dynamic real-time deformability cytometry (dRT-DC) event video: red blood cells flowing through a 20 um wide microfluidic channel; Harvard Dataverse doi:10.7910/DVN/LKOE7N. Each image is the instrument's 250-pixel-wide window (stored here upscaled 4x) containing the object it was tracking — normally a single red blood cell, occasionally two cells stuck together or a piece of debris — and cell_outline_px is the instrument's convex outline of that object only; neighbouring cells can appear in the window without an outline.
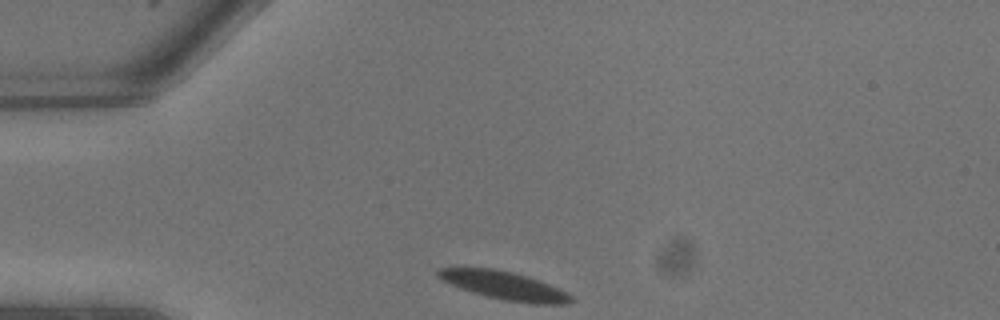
{"species": "common noctule bat (a hibernating species)", "species_latin": "Nyctalus noctula", "temperature_condition": "warm", "stored_images_in_passage": 8, "camera_frame_rate_fps": 3000, "um_per_image_px": 0.085, "animal": {"sex": "male", "body_mass_g": 13.3}, "frame": {"image": 1, "passage_image": 1, "time_ms": 0.0, "image_size_px": [1000, 320], "cell_outline_px": [[576, 300], [568, 304], [536, 304], [504, 300], [472, 292], [452, 284], [444, 280], [436, 272], [440, 268], [492, 268], [512, 272], [528, 276], [548, 284], [572, 296]], "centroid_in_image_um": [42.92, 24.28], "position_along_channel_um": 42.1, "area_um2": 21.33}}
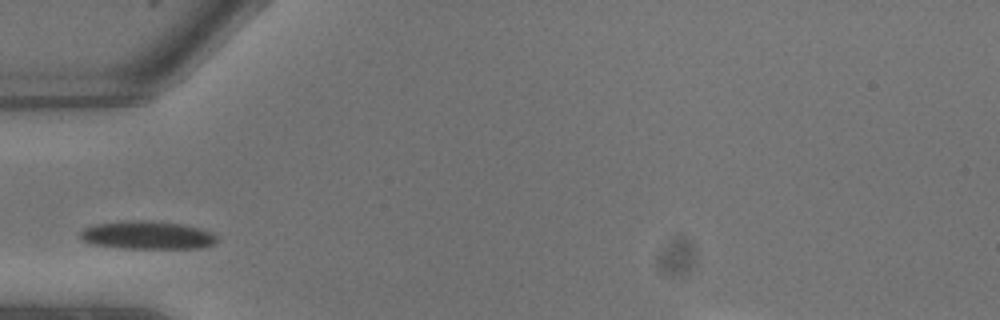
{"frame": {"image": 2, "passage_image": 3, "time_ms": 0.667, "image_size_px": [1000, 320], "cell_outline_px": [[216, 244], [200, 248], [120, 248], [92, 244], [80, 240], [80, 232], [84, 228], [96, 224], [124, 220], [136, 220], [180, 224], [212, 232], [216, 236]], "centroid_in_image_um": [12.47, 20.0], "position_along_channel_um": 72.5, "area_um2": 22.25}}
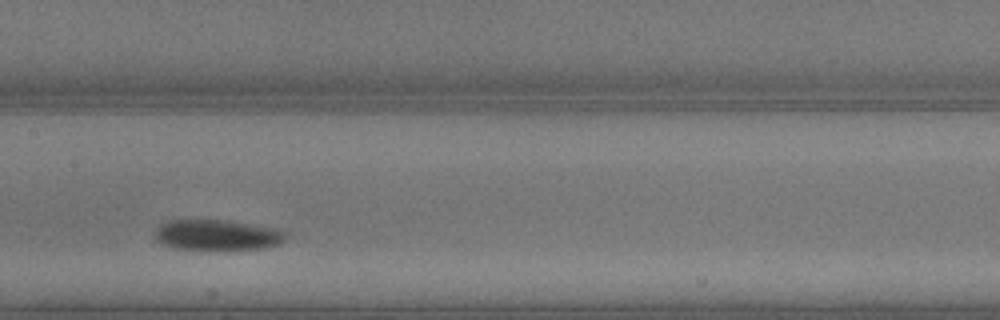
{"frame": {"image": 3, "passage_image": 7, "time_ms": 2.0, "image_size_px": [1000, 320], "cell_outline_px": [[284, 240], [280, 244], [268, 248], [208, 252], [172, 248], [160, 244], [156, 240], [156, 228], [160, 224], [168, 220], [220, 220], [252, 224], [276, 228], [284, 232]], "centroid_in_image_um": [18.42, 20.03], "position_along_channel_um": 189.0, "area_um2": 24.22}}